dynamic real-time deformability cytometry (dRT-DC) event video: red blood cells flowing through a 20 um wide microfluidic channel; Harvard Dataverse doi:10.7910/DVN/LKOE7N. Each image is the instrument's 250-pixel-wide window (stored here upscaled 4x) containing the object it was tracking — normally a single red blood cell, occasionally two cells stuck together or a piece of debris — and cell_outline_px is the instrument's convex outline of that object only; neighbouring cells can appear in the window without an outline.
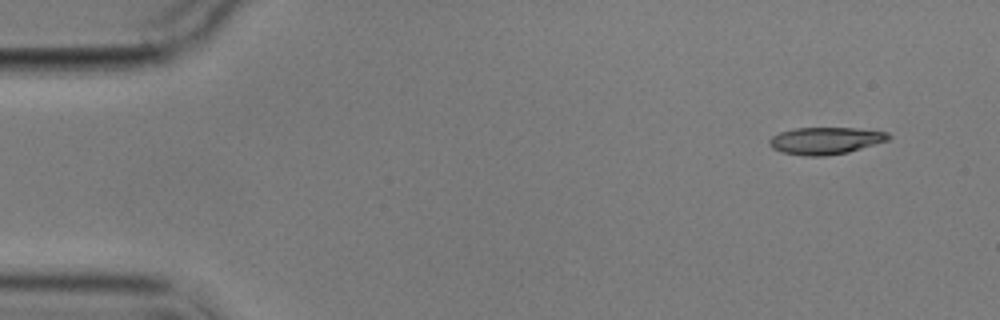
{"species": "common noctule bat (a hibernating species)", "species_latin": "Nyctalus noctula", "temperature_condition": "cold", "stored_images_in_passage": 5, "segment_of_instrument_passage": [1, 2], "camera_frame_rate_fps": 3000, "um_per_image_px": 0.085, "animal": {"sex": "male", "body_mass_g": 17.9}, "frame": {"image": 1, "passage_image": 1, "time_ms": 0.0, "image_size_px": [1000, 320], "cell_outline_px": [[892, 136], [888, 140], [848, 152], [824, 156], [804, 156], [780, 152], [772, 148], [768, 144], [768, 140], [772, 136], [780, 132], [796, 128], [856, 128], [888, 132]], "centroid_in_image_um": [70.14, 11.96], "position_along_channel_um": 14.9, "area_um2": 18.84}}